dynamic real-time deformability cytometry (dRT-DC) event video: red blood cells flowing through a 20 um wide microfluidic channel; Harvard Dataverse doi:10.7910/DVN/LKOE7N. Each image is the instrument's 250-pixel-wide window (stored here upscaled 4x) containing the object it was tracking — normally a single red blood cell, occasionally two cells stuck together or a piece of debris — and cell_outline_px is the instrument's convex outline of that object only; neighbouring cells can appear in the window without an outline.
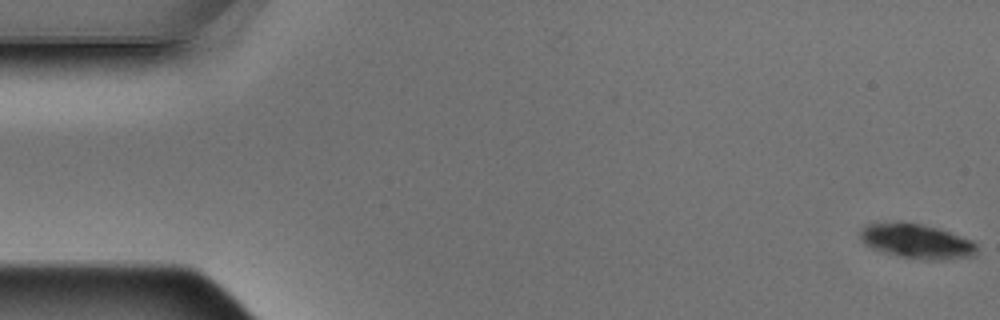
{"species": "Egyptian fruit bat (a non-hibernating species)", "species_latin": "Rousettus aegyptiacus", "temperature_condition": "warm", "stored_images_in_passage": 5, "camera_frame_rate_fps": 3000, "um_per_image_px": 0.085, "animal": {"sex": "male"}, "frame": {"image": 1, "passage_image": 1, "time_ms": 0.0, "image_size_px": [1000, 320], "cell_outline_px": [[976, 256], [940, 260], [916, 260], [896, 256], [880, 252], [864, 244], [860, 240], [860, 228], [868, 224], [892, 220], [904, 220], [924, 224], [972, 240], [976, 244]], "centroid_in_image_um": [77.85, 20.49], "position_along_channel_um": 7.2, "area_um2": 24.33}}
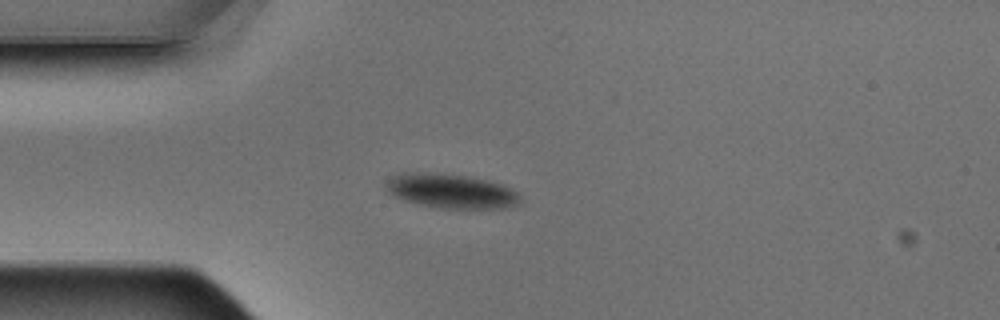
{"frame": {"image": 2, "passage_image": 5, "time_ms": 1.333, "image_size_px": [1000, 320], "cell_outline_px": [[520, 200], [516, 204], [504, 208], [440, 208], [420, 204], [404, 200], [388, 192], [384, 188], [384, 184], [392, 176], [400, 172], [432, 172], [464, 176], [488, 180], [504, 184], [520, 192]], "centroid_in_image_um": [38.33, 16.22], "position_along_channel_um": 46.7, "area_um2": 27.05}}